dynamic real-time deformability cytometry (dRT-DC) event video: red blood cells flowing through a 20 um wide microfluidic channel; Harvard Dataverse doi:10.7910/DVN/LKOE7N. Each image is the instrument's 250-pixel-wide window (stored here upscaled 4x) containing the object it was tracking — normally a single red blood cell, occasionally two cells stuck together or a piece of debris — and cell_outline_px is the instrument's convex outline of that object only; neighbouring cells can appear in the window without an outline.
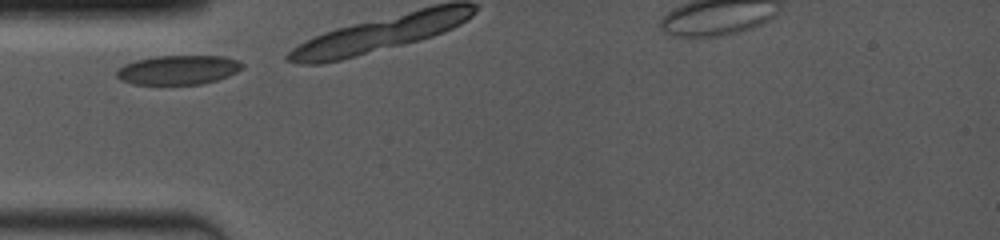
{"species": "common noctule bat (a hibernating species)", "species_latin": "Nyctalus noctula", "temperature_condition": "room temperature", "stored_images_in_passage": 4, "camera_frame_rate_fps": 4000, "um_per_image_px": 0.085, "animal": {"sex": "female", "body_mass_g": 19.0, "forearm_length_mm": 53.3}, "frame": {"image": 1, "passage_image": 1, "time_ms": 0.0, "image_size_px": [1000, 240], "cell_outline_px": [[244, 68], [228, 76], [216, 80], [200, 84], [132, 84], [120, 80], [116, 76], [116, 72], [124, 64], [136, 60], [156, 56], [224, 56], [240, 60], [244, 64]], "centroid_in_image_um": [15.17, 5.93], "position_along_channel_um": 69.8, "area_um2": 21.5}}